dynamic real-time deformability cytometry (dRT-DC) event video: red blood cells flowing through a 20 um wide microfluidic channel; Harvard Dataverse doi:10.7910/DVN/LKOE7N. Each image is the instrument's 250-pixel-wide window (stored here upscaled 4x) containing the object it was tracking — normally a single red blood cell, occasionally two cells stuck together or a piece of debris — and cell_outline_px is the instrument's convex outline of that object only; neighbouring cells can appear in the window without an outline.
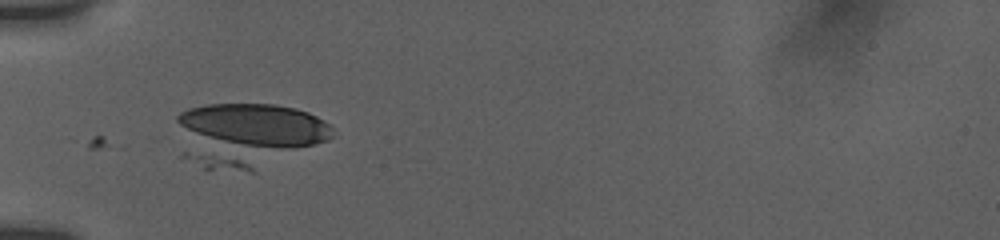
{"species": "human", "species_latin": "Homo sapiens", "temperature_condition": "room temperature", "stored_images_in_passage": 11, "camera_frame_rate_fps": 3000, "um_per_image_px": 0.085, "donor": {"sex": "female"}, "frame": {"image": 1, "passage_image": 3, "time_ms": 1.0, "image_size_px": [1000, 240], "cell_outline_px": [[332, 136], [328, 140], [256, 172], [248, 172], [204, 168], [196, 156], [176, 120], [176, 116], [180, 112], [188, 108], [208, 104], [276, 104], [296, 108], [308, 112], [316, 116], [328, 124], [332, 128]], "centroid_in_image_um": [21.23, 11.43], "position_along_channel_um": 63.8, "area_um2": 56.88}}
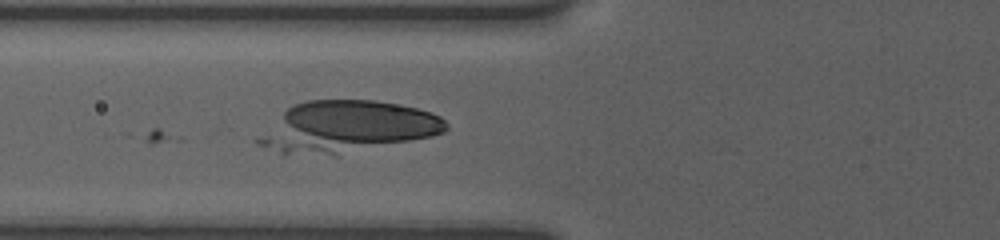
{"frame": {"image": 2, "passage_image": 9, "time_ms": 2.0, "image_size_px": [1000, 240], "cell_outline_px": [[448, 128], [444, 132], [432, 136], [336, 156], [280, 152], [256, 144], [256, 140], [288, 108], [296, 104], [308, 100], [376, 100], [416, 108], [432, 112], [440, 116], [448, 124]], "centroid_in_image_um": [29.57, 10.79], "position_along_channel_um": 96.2, "area_um2": 55.55}}